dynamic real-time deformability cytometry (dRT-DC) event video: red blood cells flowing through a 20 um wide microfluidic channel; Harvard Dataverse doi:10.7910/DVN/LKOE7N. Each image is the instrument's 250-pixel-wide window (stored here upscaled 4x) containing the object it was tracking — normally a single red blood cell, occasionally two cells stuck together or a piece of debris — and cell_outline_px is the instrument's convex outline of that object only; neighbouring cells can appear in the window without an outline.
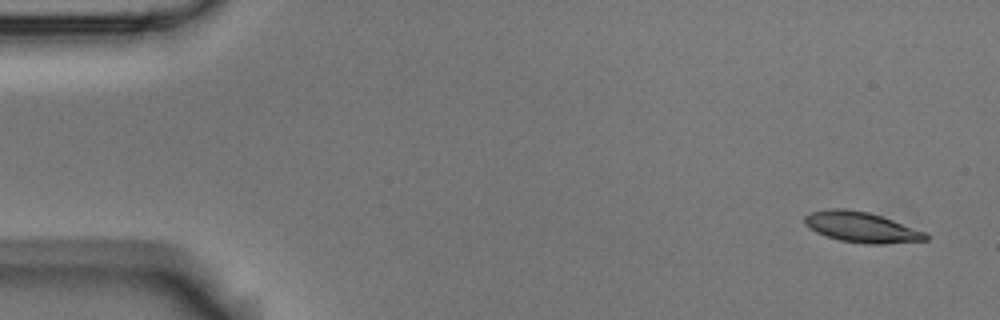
{"species": "Egyptian fruit bat (a non-hibernating species)", "species_latin": "Rousettus aegyptiacus", "temperature_condition": "room temperature", "stored_images_in_passage": 5, "camera_frame_rate_fps": 3000, "um_per_image_px": 0.085, "animal": {"sex": "male"}, "frame": {"image": 1, "passage_image": 1, "time_ms": 0.0, "image_size_px": [1000, 320], "cell_outline_px": [[928, 240], [880, 244], [864, 244], [840, 240], [816, 232], [808, 228], [804, 224], [804, 216], [812, 212], [832, 208], [844, 208], [868, 212], [928, 232]], "centroid_in_image_um": [73.23, 19.31], "position_along_channel_um": 11.8, "area_um2": 21.44}}
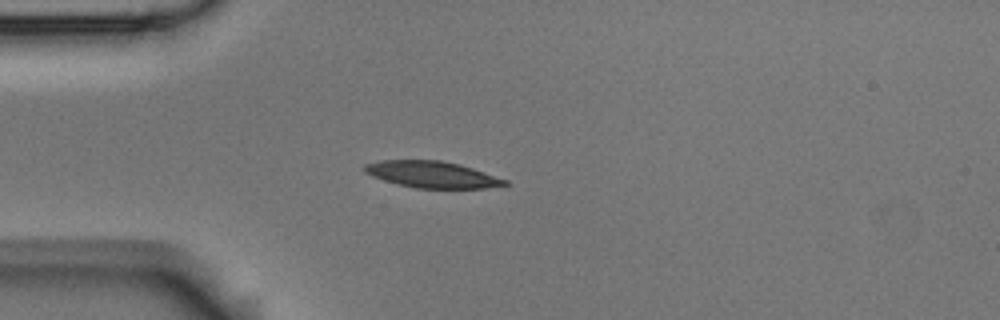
{"frame": {"image": 2, "passage_image": 4, "time_ms": 1.0, "image_size_px": [1000, 320], "cell_outline_px": [[508, 184], [484, 188], [416, 188], [396, 184], [372, 176], [364, 172], [360, 168], [364, 164], [380, 160], [440, 160], [460, 164], [508, 180]], "centroid_in_image_um": [36.66, 14.82], "position_along_channel_um": 48.3, "area_um2": 21.73}}